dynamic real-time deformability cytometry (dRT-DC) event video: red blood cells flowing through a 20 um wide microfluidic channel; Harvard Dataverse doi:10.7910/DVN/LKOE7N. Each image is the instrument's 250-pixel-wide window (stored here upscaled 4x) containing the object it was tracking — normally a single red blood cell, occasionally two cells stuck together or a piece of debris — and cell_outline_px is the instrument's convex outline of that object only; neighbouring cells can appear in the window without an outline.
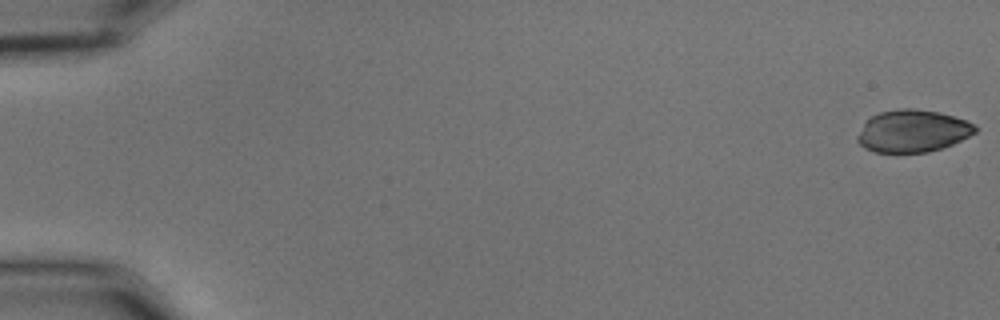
{"species": "common noctule bat (a hibernating species)", "species_latin": "Nyctalus noctula", "temperature_condition": "cold", "stored_images_in_passage": 55, "camera_frame_rate_fps": 3000, "um_per_image_px": 0.085, "animal": {"sex": "male", "body_mass_g": 15.6}, "frame": {"image": 1, "passage_image": 1, "time_ms": 0.0, "image_size_px": [1000, 320], "cell_outline_px": [[976, 132], [952, 144], [928, 152], [876, 152], [864, 148], [856, 140], [856, 136], [864, 124], [872, 116], [880, 112], [896, 108], [916, 108], [940, 112], [968, 120], [976, 124]], "centroid_in_image_um": [77.58, 11.12], "position_along_channel_um": 7.4, "area_um2": 29.07}}
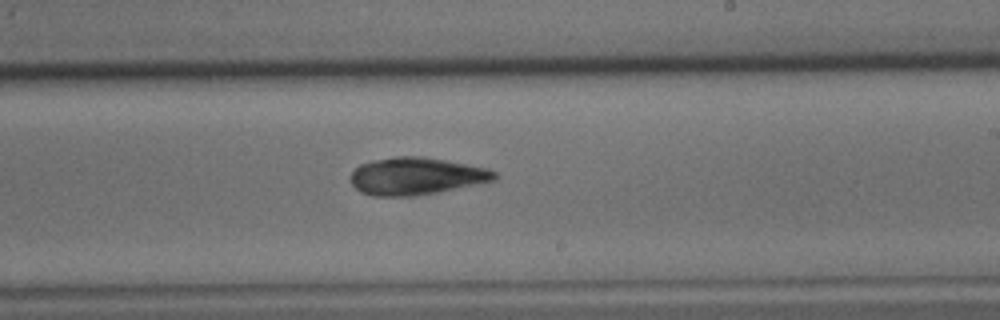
{"frame": {"image": 2, "passage_image": 34, "time_ms": 11.0, "image_size_px": [1000, 320], "cell_outline_px": [[496, 180], [436, 192], [412, 196], [372, 196], [360, 192], [352, 184], [352, 172], [360, 164], [372, 160], [396, 156], [424, 156], [488, 168], [496, 172]], "centroid_in_image_um": [35.36, 14.96], "position_along_channel_um": 253.6, "area_um2": 31.15}}
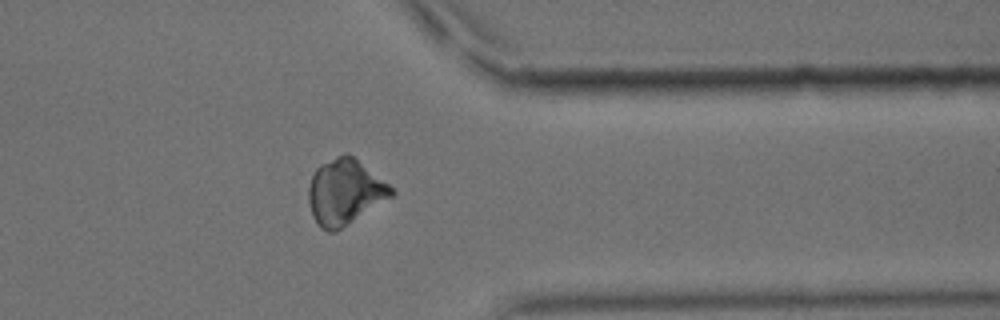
{"frame": {"image": 3, "passage_image": 45, "time_ms": 14.667, "image_size_px": [1000, 320], "cell_outline_px": [[396, 192], [392, 196], [336, 232], [328, 232], [320, 228], [316, 224], [312, 216], [308, 204], [308, 188], [312, 176], [316, 168], [320, 164], [344, 152], [348, 152], [388, 184]], "centroid_in_image_um": [29.27, 16.33], "position_along_channel_um": 382.1, "area_um2": 31.62}}